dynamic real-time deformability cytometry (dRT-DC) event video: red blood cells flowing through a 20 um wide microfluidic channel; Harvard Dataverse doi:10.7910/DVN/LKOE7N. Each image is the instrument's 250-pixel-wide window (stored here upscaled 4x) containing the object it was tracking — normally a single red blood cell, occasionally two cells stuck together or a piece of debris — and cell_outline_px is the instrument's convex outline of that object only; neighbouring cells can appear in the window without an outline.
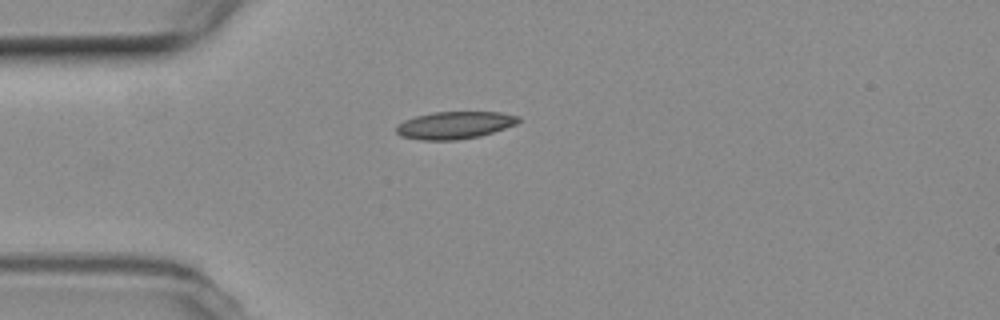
{"species": "common noctule bat (a hibernating species)", "species_latin": "Nyctalus noctula", "temperature_condition": "room temperature", "stored_images_in_passage": 42, "camera_frame_rate_fps": 3000, "um_per_image_px": 0.085, "animal": {"sex": "female", "body_mass_g": 19.3, "forearm_length_mm": 54.1}, "frame": {"image": 1, "passage_image": 1, "time_ms": 0.0, "image_size_px": [1000, 320], "cell_outline_px": [[520, 120], [516, 124], [480, 136], [456, 140], [420, 140], [400, 136], [396, 132], [396, 124], [404, 120], [416, 116], [432, 112], [500, 112], [520, 116]], "centroid_in_image_um": [38.61, 10.64], "position_along_channel_um": 46.4, "area_um2": 19.54}}
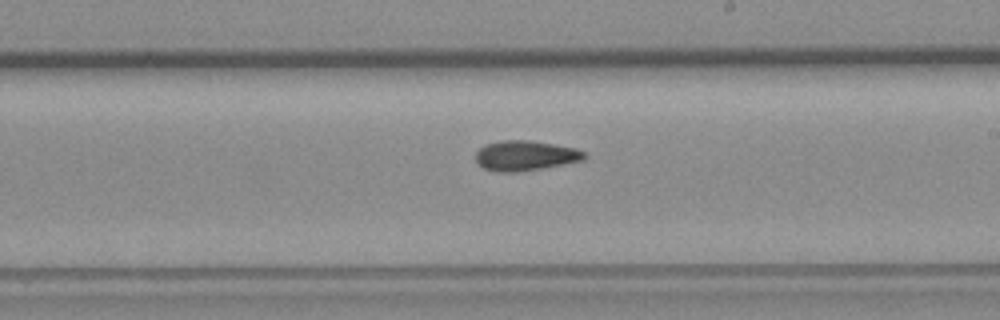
{"frame": {"image": 2, "passage_image": 18, "time_ms": 5.667, "image_size_px": [1000, 320], "cell_outline_px": [[588, 156], [584, 160], [564, 164], [516, 172], [496, 172], [484, 168], [476, 164], [476, 152], [484, 144], [504, 140], [528, 140], [576, 148], [584, 152]], "centroid_in_image_um": [44.63, 13.23], "position_along_channel_um": 244.4, "area_um2": 19.02}}
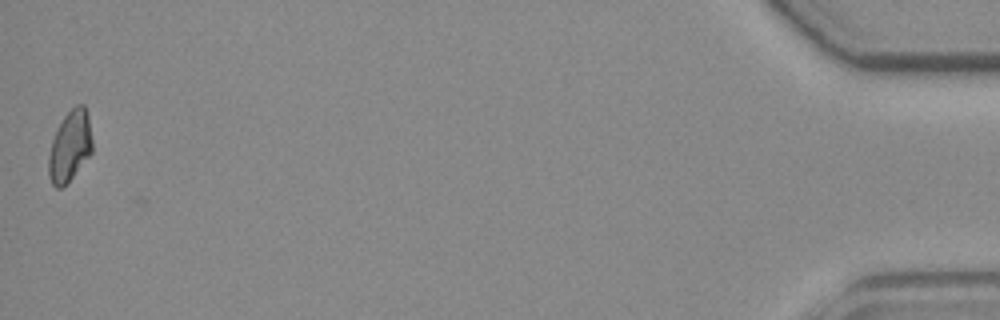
{"frame": {"image": 3, "passage_image": 41, "time_ms": 13.333, "image_size_px": [1000, 320], "cell_outline_px": [[92, 152], [72, 176], [60, 188], [56, 188], [52, 184], [48, 176], [48, 156], [52, 140], [64, 116], [76, 104], [84, 104], [88, 116], [92, 140]], "centroid_in_image_um": [5.93, 12.41], "position_along_channel_um": 429.3, "area_um2": 17.69}, "authors_computed_cell_mechanics": {"area_um2": 18.3226, "velocity_mm_per_s": 3.7458, "shape_relaxation_time_tau1_ms": null, "shape_relaxation_time_tau2_ms": 4.3376, "deformation_change_tau1": null, "deformation_change_tau2": 0.0912}}